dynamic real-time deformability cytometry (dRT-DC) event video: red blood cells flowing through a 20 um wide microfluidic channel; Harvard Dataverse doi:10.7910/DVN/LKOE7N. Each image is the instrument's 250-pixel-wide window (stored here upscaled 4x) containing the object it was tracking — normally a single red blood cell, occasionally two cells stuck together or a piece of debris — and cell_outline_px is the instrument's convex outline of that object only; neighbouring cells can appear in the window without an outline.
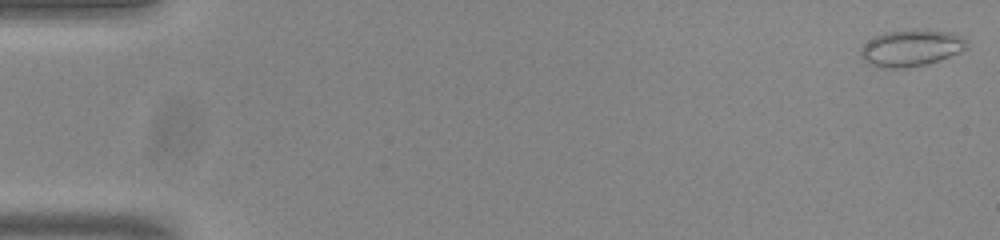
{"species": "common noctule bat (a hibernating species)", "species_latin": "Nyctalus noctula", "temperature_condition": "room temperature", "stored_images_in_passage": 54, "camera_frame_rate_fps": 3000, "um_per_image_px": 0.085, "animal": {"sex": "male", "body_mass_g": 20.0, "forearm_length_mm": 53.3}, "frame": {"image": 1, "passage_image": 1, "time_ms": 0.0, "image_size_px": [1000, 240], "cell_outline_px": [[968, 48], [960, 52], [924, 64], [904, 68], [884, 68], [868, 64], [860, 56], [860, 48], [868, 40], [884, 32], [916, 28], [928, 28], [952, 32], [964, 36], [968, 40]], "centroid_in_image_um": [77.47, 4.04], "position_along_channel_um": 7.5, "area_um2": 23.12}}
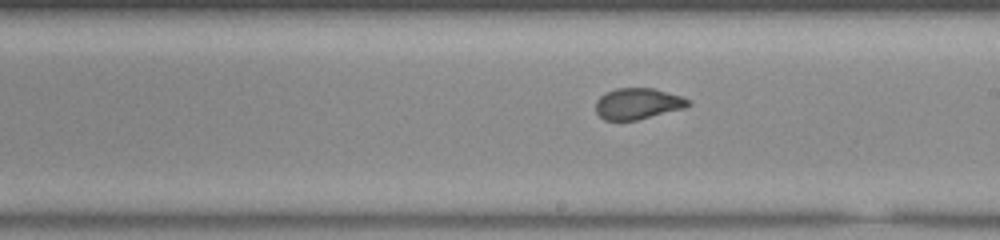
{"frame": {"image": 2, "passage_image": 31, "time_ms": 10.0, "image_size_px": [1000, 240], "cell_outline_px": [[692, 104], [684, 108], [636, 120], [604, 120], [596, 112], [596, 100], [600, 96], [616, 88], [652, 88], [680, 96], [692, 100]], "centroid_in_image_um": [54.22, 8.81], "position_along_channel_um": 234.8, "area_um2": 16.65}}
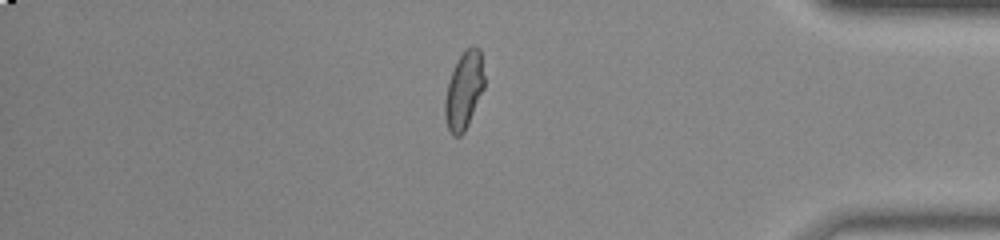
{"frame": {"image": 3, "passage_image": 46, "time_ms": 15.0, "image_size_px": [1000, 240], "cell_outline_px": [[484, 88], [468, 124], [464, 132], [460, 136], [452, 136], [448, 128], [444, 116], [444, 100], [448, 80], [460, 56], [472, 44], [480, 48], [484, 76]], "centroid_in_image_um": [39.43, 7.7], "position_along_channel_um": 395.8, "area_um2": 17.74}, "authors_computed_cell_mechanics": {"area_um2": 17.8602, "velocity_mm_per_s": 3.8084, "shape_relaxation_time_tau1_ms": 7.0448, "shape_relaxation_time_tau2_ms": null, "deformation_change_tau1": 0.1636, "deformation_change_tau2": null}}